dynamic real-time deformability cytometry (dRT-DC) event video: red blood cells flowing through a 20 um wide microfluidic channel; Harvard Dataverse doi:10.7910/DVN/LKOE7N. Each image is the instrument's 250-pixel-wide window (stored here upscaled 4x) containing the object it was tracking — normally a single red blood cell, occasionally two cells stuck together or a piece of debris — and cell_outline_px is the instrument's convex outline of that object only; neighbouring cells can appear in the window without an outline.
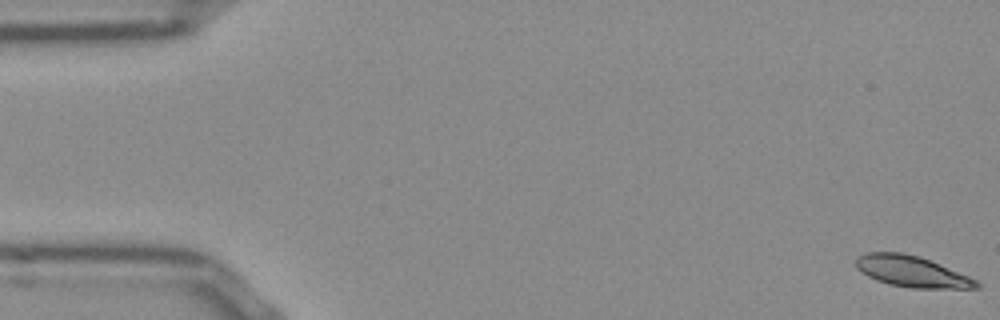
{"species": "Egyptian fruit bat (a non-hibernating species)", "species_latin": "Rousettus aegyptiacus", "temperature_condition": "room temperature", "stored_images_in_passage": 16, "camera_frame_rate_fps": 3000, "um_per_image_px": 0.085, "frame": {"image": 1, "passage_image": 1, "time_ms": 0.0, "image_size_px": [1000, 320], "cell_outline_px": [[980, 288], [912, 288], [888, 284], [876, 280], [868, 276], [856, 268], [856, 256], [868, 252], [904, 252], [920, 256], [968, 276], [976, 280], [980, 284]], "centroid_in_image_um": [77.47, 23.07], "position_along_channel_um": 7.5, "area_um2": 21.79}}
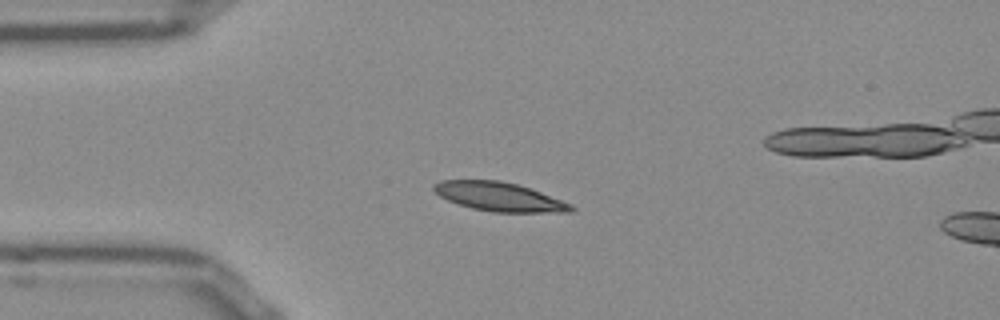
{"frame": {"image": 2, "passage_image": 13, "time_ms": 4.0, "image_size_px": [1000, 320], "cell_outline_px": [[576, 208], [572, 212], [492, 212], [472, 208], [448, 200], [440, 196], [432, 188], [432, 184], [440, 180], [500, 180], [532, 188], [572, 204]], "centroid_in_image_um": [42.46, 16.71], "position_along_channel_um": 42.5, "area_um2": 23.18}}